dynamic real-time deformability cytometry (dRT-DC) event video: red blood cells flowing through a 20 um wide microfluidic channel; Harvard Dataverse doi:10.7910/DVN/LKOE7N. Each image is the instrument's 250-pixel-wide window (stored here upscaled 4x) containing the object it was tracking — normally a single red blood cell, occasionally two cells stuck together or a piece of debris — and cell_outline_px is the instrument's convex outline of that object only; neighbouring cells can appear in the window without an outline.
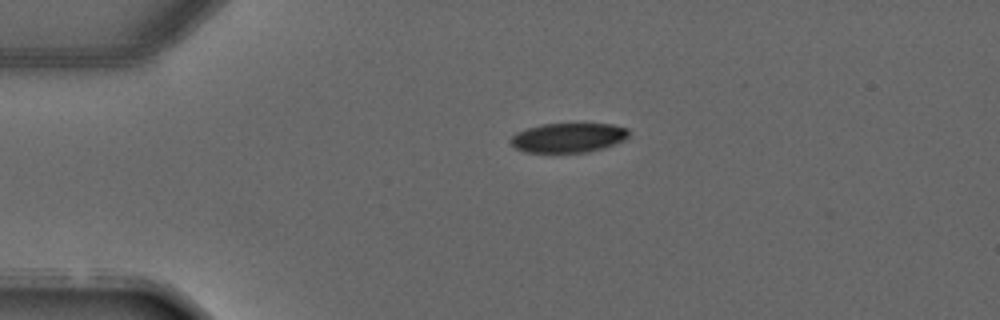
{"species": "common noctule bat (a hibernating species)", "species_latin": "Nyctalus noctula", "temperature_condition": "warm", "stored_images_in_passage": 2, "camera_frame_rate_fps": 3000, "um_per_image_px": 0.085, "animal": {"sex": "male", "forearm_length_mm": 52.5}, "frame": {"image": 1, "passage_image": 1, "time_ms": 0.0, "image_size_px": [1000, 320], "cell_outline_px": [[628, 136], [624, 140], [588, 152], [524, 152], [516, 148], [508, 140], [516, 132], [528, 128], [544, 124], [612, 124], [628, 128]], "centroid_in_image_um": [48.27, 11.7], "position_along_channel_um": 36.7, "area_um2": 20.06}}